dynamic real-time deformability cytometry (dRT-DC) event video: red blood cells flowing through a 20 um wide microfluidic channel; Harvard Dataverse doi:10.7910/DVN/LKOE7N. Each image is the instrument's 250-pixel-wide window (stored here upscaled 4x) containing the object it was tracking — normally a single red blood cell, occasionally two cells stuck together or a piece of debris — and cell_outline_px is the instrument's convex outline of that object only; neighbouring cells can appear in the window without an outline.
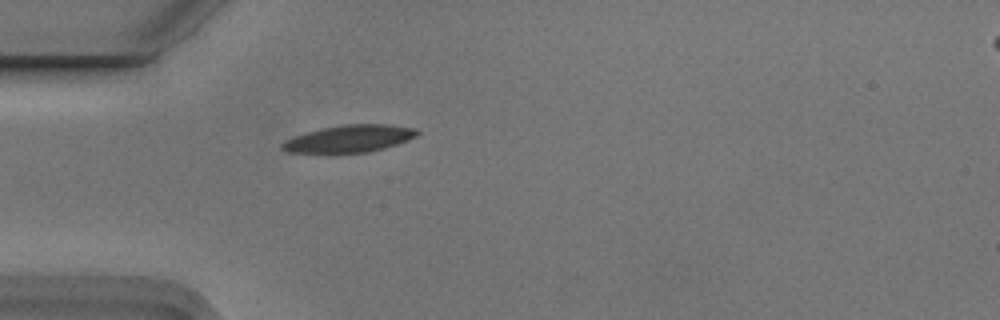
{"species": "Egyptian fruit bat (a non-hibernating species)", "species_latin": "Rousettus aegyptiacus", "temperature_condition": "cold", "stored_images_in_passage": 5, "camera_frame_rate_fps": 3000, "um_per_image_px": 0.085, "animal": {"sex": "male"}, "frame": {"image": 1, "passage_image": 4, "time_ms": 1.0, "image_size_px": [1000, 320], "cell_outline_px": [[420, 132], [416, 136], [408, 140], [384, 148], [368, 152], [332, 156], [328, 156], [288, 152], [280, 148], [280, 144], [296, 136], [320, 128], [344, 124], [388, 124], [416, 128]], "centroid_in_image_um": [29.65, 11.84], "position_along_channel_um": 55.4, "area_um2": 22.31}}